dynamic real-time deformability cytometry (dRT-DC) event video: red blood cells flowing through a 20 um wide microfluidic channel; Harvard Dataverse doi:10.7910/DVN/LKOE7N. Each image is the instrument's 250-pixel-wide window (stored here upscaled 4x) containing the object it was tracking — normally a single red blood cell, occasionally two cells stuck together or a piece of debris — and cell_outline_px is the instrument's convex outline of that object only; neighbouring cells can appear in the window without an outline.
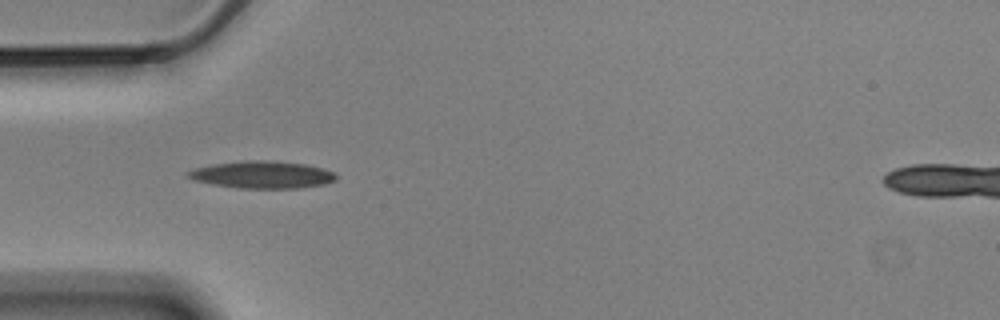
{"species": "Egyptian fruit bat (a non-hibernating species)", "species_latin": "Rousettus aegyptiacus", "temperature_condition": "cold", "stored_images_in_passage": 10, "camera_frame_rate_fps": 3000, "um_per_image_px": 0.085, "animal": {"sex": "male"}, "frame": {"image": 1, "passage_image": 4, "time_ms": 1.0, "image_size_px": [1000, 320], "cell_outline_px": [[336, 180], [324, 184], [300, 188], [236, 188], [212, 184], [192, 180], [184, 176], [184, 172], [196, 168], [212, 164], [244, 160], [264, 160], [304, 164], [324, 168], [336, 172]], "centroid_in_image_um": [22.25, 14.85], "position_along_channel_um": 62.7, "area_um2": 23.76}}
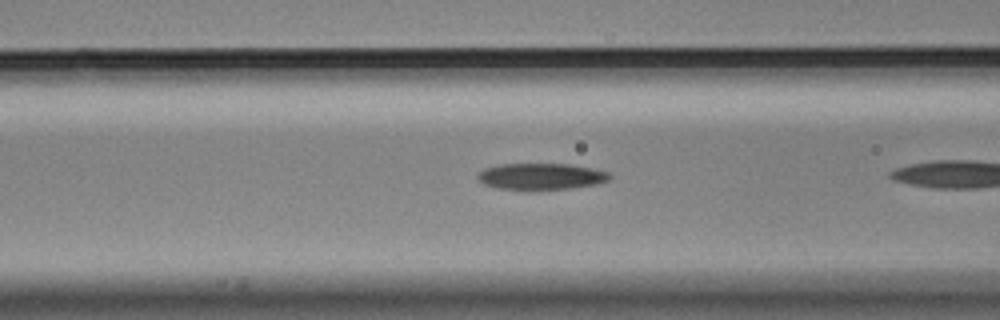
{"frame": {"image": 2, "passage_image": 6, "time_ms": 1.667, "image_size_px": [1000, 320], "cell_outline_px": [[612, 176], [608, 180], [596, 184], [568, 188], [500, 188], [484, 184], [476, 176], [484, 168], [500, 164], [568, 164], [592, 168], [608, 172]], "centroid_in_image_um": [46.01, 14.96], "position_along_channel_um": 120.6, "area_um2": 19.65}}
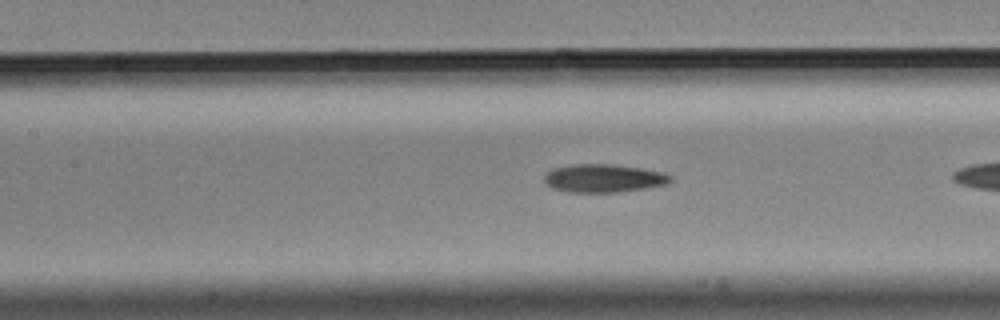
{"frame": {"image": 3, "passage_image": 9, "time_ms": 2.667, "image_size_px": [1000, 320], "cell_outline_px": [[672, 180], [668, 184], [620, 192], [568, 192], [552, 188], [544, 184], [544, 176], [552, 168], [572, 164], [612, 164], [640, 168], [664, 172], [672, 176]], "centroid_in_image_um": [51.29, 15.15], "position_along_channel_um": 156.1, "area_um2": 20.87}}